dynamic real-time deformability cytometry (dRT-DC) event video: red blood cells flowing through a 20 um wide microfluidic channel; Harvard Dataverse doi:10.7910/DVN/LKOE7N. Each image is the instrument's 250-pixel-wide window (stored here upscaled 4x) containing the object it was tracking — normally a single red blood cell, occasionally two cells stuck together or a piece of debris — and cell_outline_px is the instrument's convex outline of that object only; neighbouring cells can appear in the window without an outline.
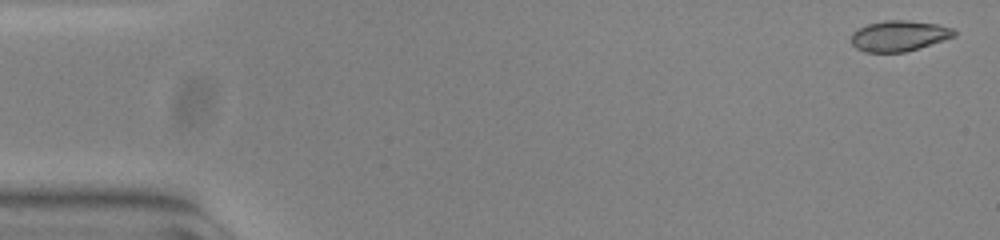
{"species": "common noctule bat (a hibernating species)", "species_latin": "Nyctalus noctula", "temperature_condition": "warm", "stored_images_in_passage": 54, "camera_frame_rate_fps": 3000, "um_per_image_px": 0.085, "animal": {"sex": "female", "body_mass_g": 23.0, "forearm_length_mm": 53.4}, "frame": {"image": 1, "passage_image": 2, "time_ms": 0.333, "image_size_px": [1000, 240], "cell_outline_px": [[956, 36], [944, 40], [904, 52], [864, 52], [856, 48], [852, 44], [852, 32], [868, 24], [884, 20], [908, 20], [936, 24], [952, 28], [956, 32]], "centroid_in_image_um": [76.41, 3.04], "position_along_channel_um": 8.6, "area_um2": 18.26}}
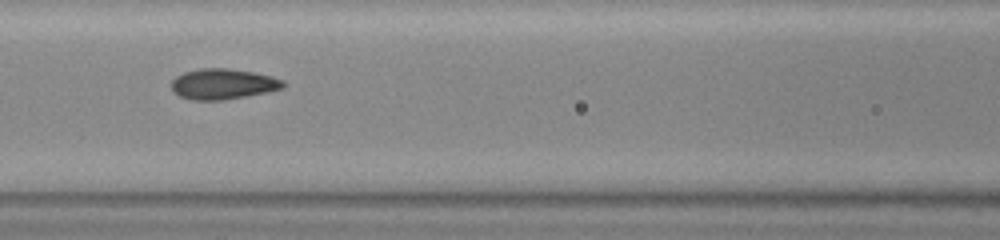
{"frame": {"image": 2, "passage_image": 24, "time_ms": 7.667, "image_size_px": [1000, 240], "cell_outline_px": [[284, 88], [224, 100], [192, 100], [180, 96], [172, 92], [172, 80], [176, 76], [184, 72], [200, 68], [228, 68], [252, 72], [272, 76], [284, 80]], "centroid_in_image_um": [18.93, 7.13], "position_along_channel_um": 147.7, "area_um2": 19.83}}
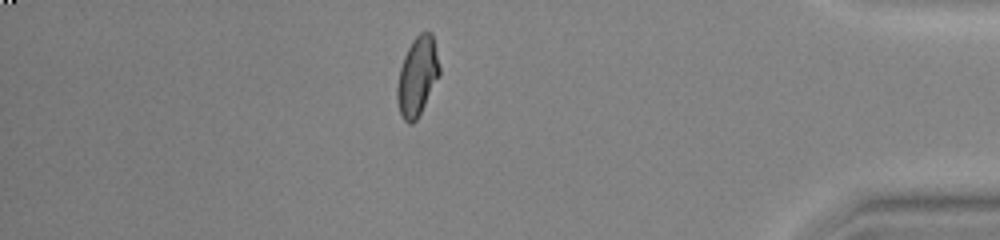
{"frame": {"image": 3, "passage_image": 47, "time_ms": 15.333, "image_size_px": [1000, 240], "cell_outline_px": [[440, 76], [416, 120], [412, 124], [408, 124], [404, 120], [400, 112], [396, 100], [396, 88], [400, 68], [404, 56], [412, 40], [420, 32], [432, 32], [440, 68]], "centroid_in_image_um": [35.47, 6.49], "position_along_channel_um": 399.7, "area_um2": 19.48}, "authors_computed_cell_mechanics": {"area_um2": 19.2474, "velocity_mm_per_s": 3.8116, "shape_relaxation_time_tau1_ms": 9.3534, "shape_relaxation_time_tau2_ms": 0.8559, "deformation_change_tau1": 0.2597, "deformation_change_tau2": 0.0387}}